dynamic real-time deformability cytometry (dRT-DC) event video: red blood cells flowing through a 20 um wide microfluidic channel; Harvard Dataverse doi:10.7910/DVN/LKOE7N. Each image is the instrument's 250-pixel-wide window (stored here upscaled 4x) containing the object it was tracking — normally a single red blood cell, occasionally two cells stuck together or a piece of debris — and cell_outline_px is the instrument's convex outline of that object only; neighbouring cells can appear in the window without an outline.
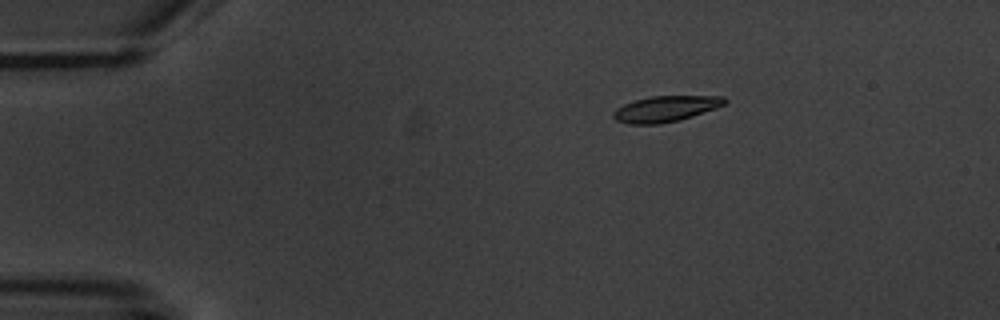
{"species": "common noctule bat (a hibernating species)", "species_latin": "Nyctalus noctula", "temperature_condition": "warm", "stored_images_in_passage": 5, "camera_frame_rate_fps": 3000, "um_per_image_px": 0.085, "animal": {"sex": "male", "body_mass_g": 20.1, "forearm_length_mm": 53.5}, "frame": {"image": 1, "passage_image": 3, "time_ms": 2.333, "image_size_px": [1000, 320], "cell_outline_px": [[728, 100], [724, 104], [716, 108], [680, 120], [656, 124], [628, 124], [616, 120], [612, 116], [612, 112], [616, 108], [624, 104], [636, 100], [652, 96], [724, 96]], "centroid_in_image_um": [56.56, 9.25], "position_along_channel_um": 28.4, "area_um2": 16.7}}